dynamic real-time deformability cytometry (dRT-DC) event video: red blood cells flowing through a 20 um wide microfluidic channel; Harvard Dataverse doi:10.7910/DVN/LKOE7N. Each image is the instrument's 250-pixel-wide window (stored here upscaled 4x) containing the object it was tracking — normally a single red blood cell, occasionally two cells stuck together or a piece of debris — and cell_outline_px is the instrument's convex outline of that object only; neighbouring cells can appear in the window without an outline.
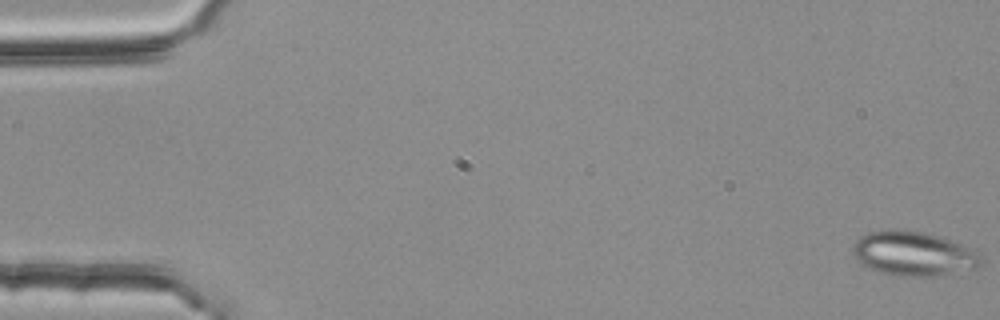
{"species": "common noctule bat (a hibernating species)", "species_latin": "Nyctalus noctula", "temperature_condition": "room temperature", "stored_images_in_passage": 5, "camera_frame_rate_fps": 3000, "um_per_image_px": 0.085, "animal": {"sex": "female", "body_mass_g": 25.1}, "frame": {"image": 1, "passage_image": 1, "time_ms": 0.0, "image_size_px": [1000, 320], "cell_outline_px": [[984, 264], [972, 268], [940, 276], [896, 276], [880, 272], [868, 268], [852, 252], [852, 244], [860, 236], [868, 232], [888, 228], [896, 228], [924, 232], [940, 236], [980, 252], [984, 256]], "centroid_in_image_um": [77.67, 21.54], "position_along_channel_um": 7.3, "area_um2": 33.58}}